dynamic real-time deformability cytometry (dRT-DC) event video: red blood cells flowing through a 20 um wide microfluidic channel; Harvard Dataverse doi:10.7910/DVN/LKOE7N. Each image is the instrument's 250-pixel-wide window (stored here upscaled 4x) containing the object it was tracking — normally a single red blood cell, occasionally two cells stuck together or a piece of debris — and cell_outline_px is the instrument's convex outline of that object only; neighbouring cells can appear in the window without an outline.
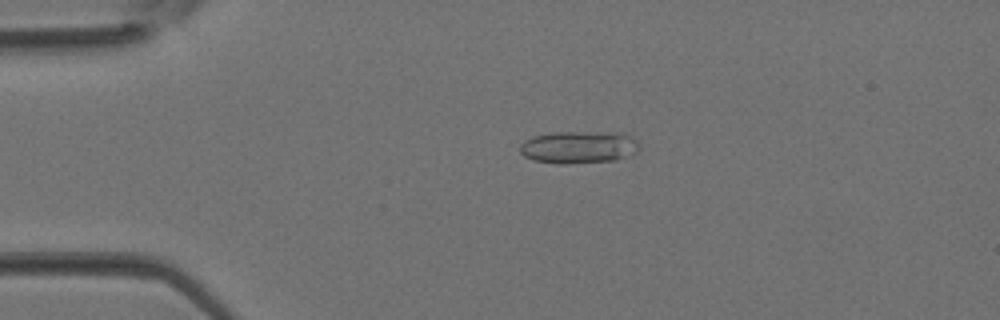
{"species": "Egyptian fruit bat (a non-hibernating species)", "species_latin": "Rousettus aegyptiacus", "temperature_condition": "room temperature", "stored_images_in_passage": 4, "camera_frame_rate_fps": 3000, "um_per_image_px": 0.085, "animal": {"sex": "female"}, "frame": {"image": 1, "passage_image": 2, "time_ms": 0.333, "image_size_px": [1000, 320], "cell_outline_px": [[640, 148], [632, 156], [616, 160], [564, 164], [560, 164], [536, 160], [524, 156], [520, 152], [520, 144], [524, 140], [532, 136], [552, 132], [616, 132], [628, 136], [636, 140]], "centroid_in_image_um": [49.2, 12.51], "position_along_channel_um": 35.8, "area_um2": 22.66}}